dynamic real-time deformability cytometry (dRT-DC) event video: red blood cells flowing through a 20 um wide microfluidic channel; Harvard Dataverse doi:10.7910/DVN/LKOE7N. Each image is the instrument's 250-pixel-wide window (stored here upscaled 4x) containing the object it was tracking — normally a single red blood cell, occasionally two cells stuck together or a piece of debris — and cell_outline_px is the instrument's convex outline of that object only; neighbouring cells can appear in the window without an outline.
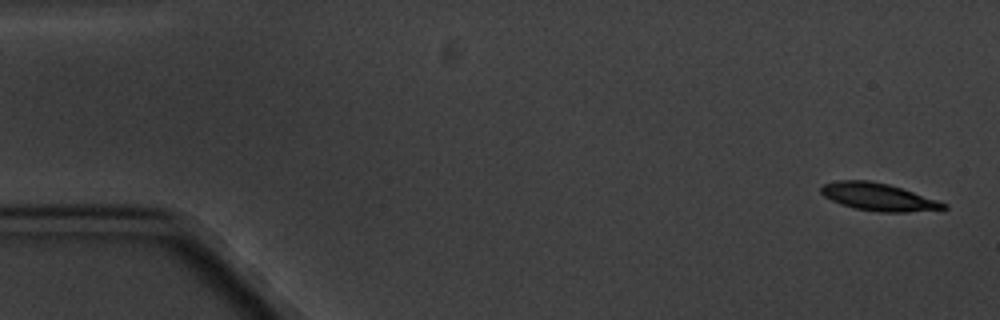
{"species": "common noctule bat (a hibernating species)", "species_latin": "Nyctalus noctula", "temperature_condition": "cold", "stored_images_in_passage": 5, "camera_frame_rate_fps": 3000, "um_per_image_px": 0.085, "animal": {"sex": "male", "body_mass_g": 20.1, "forearm_length_mm": 53.5}, "frame": {"image": 1, "passage_image": 1, "time_ms": 0.0, "image_size_px": [1000, 320], "cell_outline_px": [[948, 208], [908, 212], [880, 212], [852, 208], [840, 204], [824, 196], [820, 192], [820, 188], [824, 184], [840, 180], [868, 180], [888, 184], [948, 204]], "centroid_in_image_um": [74.62, 16.74], "position_along_channel_um": 10.4, "area_um2": 19.42}}
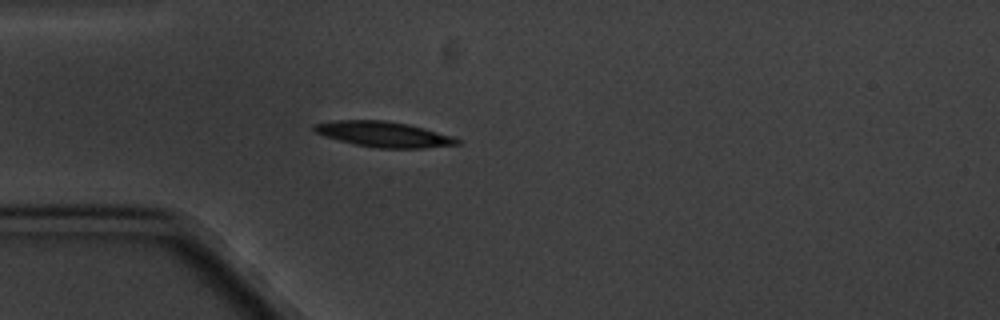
{"frame": {"image": 2, "passage_image": 5, "time_ms": 4.667, "image_size_px": [1000, 320], "cell_outline_px": [[460, 144], [424, 148], [376, 148], [356, 144], [324, 136], [316, 132], [312, 128], [312, 124], [336, 120], [384, 120], [408, 124], [424, 128], [452, 136], [460, 140]], "centroid_in_image_um": [32.61, 11.41], "position_along_channel_um": 52.4, "area_um2": 21.1}}